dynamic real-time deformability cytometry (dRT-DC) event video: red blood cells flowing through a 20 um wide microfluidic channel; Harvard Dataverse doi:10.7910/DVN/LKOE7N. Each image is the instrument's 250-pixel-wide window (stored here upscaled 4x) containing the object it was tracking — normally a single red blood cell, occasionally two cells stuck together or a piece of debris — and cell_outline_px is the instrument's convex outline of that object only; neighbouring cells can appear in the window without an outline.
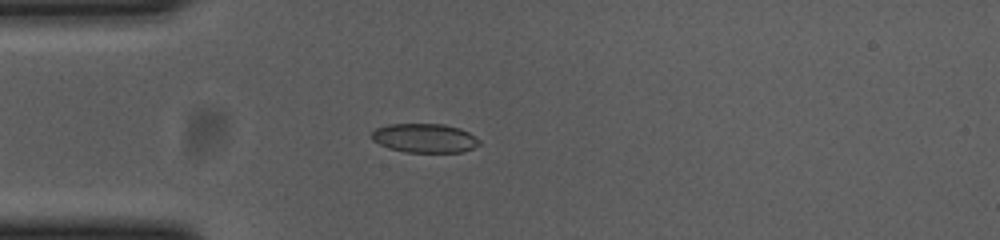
{"species": "common noctule bat (a hibernating species)", "species_latin": "Nyctalus noctula", "temperature_condition": "cold", "stored_images_in_passage": 41, "camera_frame_rate_fps": 3000, "um_per_image_px": 0.085, "animal": {"sex": "female", "body_mass_g": 23.0, "forearm_length_mm": 53.4}, "frame": {"image": 1, "passage_image": 1, "time_ms": 0.0, "image_size_px": [1000, 240], "cell_outline_px": [[480, 144], [464, 152], [404, 152], [388, 148], [372, 140], [372, 132], [376, 128], [388, 124], [444, 124], [460, 128], [468, 132], [480, 140]], "centroid_in_image_um": [36.09, 11.74], "position_along_channel_um": 48.9, "area_um2": 18.26}}
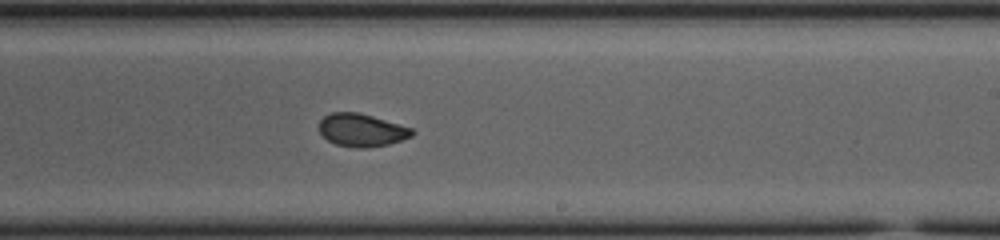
{"frame": {"image": 2, "passage_image": 19, "time_ms": 6.0, "image_size_px": [1000, 240], "cell_outline_px": [[416, 132], [412, 136], [388, 144], [364, 148], [356, 148], [336, 144], [328, 140], [320, 132], [320, 120], [324, 116], [332, 112], [360, 112], [412, 128]], "centroid_in_image_um": [30.75, 11.05], "position_along_channel_um": 258.3, "area_um2": 17.69}}
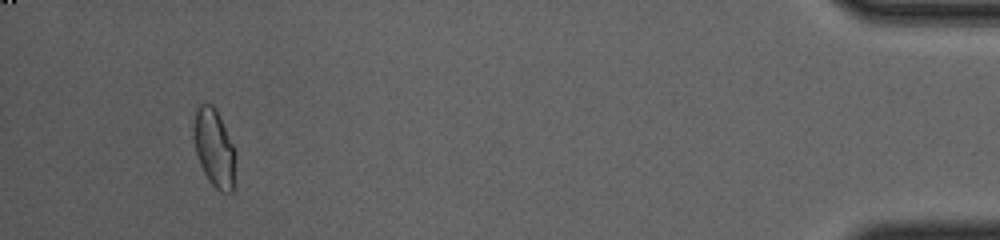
{"frame": {"image": 3, "passage_image": 38, "time_ms": 12.333, "image_size_px": [1000, 240], "cell_outline_px": [[236, 152], [232, 192], [220, 192], [208, 180], [200, 164], [196, 152], [192, 136], [192, 128], [196, 108], [200, 104], [212, 104], [216, 108], [220, 116]], "centroid_in_image_um": [18.19, 12.54], "position_along_channel_um": 417.0, "area_um2": 19.13}, "authors_computed_cell_mechanics": {"area_um2": 18.1492, "velocity_mm_per_s": 3.6826, "shape_relaxation_time_tau1_ms": 11.2988, "shape_relaxation_time_tau2_ms": 1.3534, "deformation_change_tau1": 0.212, "deformation_change_tau2": 0.0479}}